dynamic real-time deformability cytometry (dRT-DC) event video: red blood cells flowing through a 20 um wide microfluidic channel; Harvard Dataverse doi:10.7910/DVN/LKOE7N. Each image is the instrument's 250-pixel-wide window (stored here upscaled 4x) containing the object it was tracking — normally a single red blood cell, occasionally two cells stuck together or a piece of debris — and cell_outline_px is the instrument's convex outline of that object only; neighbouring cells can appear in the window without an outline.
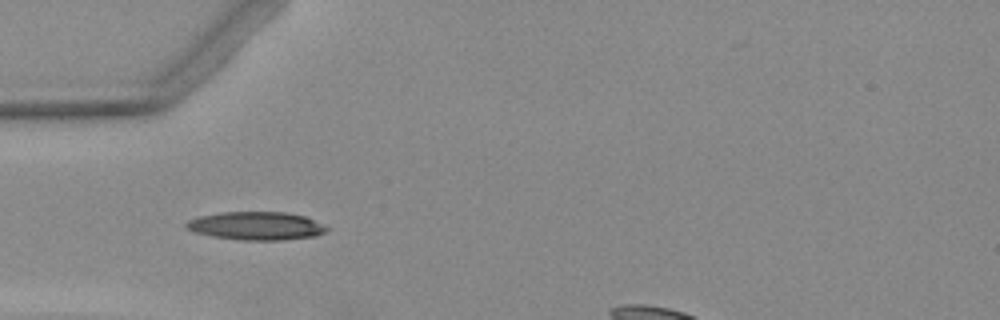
{"species": "Egyptian fruit bat (a non-hibernating species)", "species_latin": "Rousettus aegyptiacus", "temperature_condition": "warm", "stored_images_in_passage": 2, "camera_frame_rate_fps": 3000, "um_per_image_px": 0.085, "animal": {"sex": "female"}, "frame": {"image": 1, "passage_image": 1, "time_ms": 0.0, "image_size_px": [1000, 320], "cell_outline_px": [[328, 232], [316, 236], [280, 240], [240, 240], [216, 236], [196, 232], [188, 228], [184, 224], [188, 220], [200, 216], [220, 212], [284, 212], [304, 216], [328, 228]], "centroid_in_image_um": [21.79, 19.2], "position_along_channel_um": 63.2, "area_um2": 22.77}}
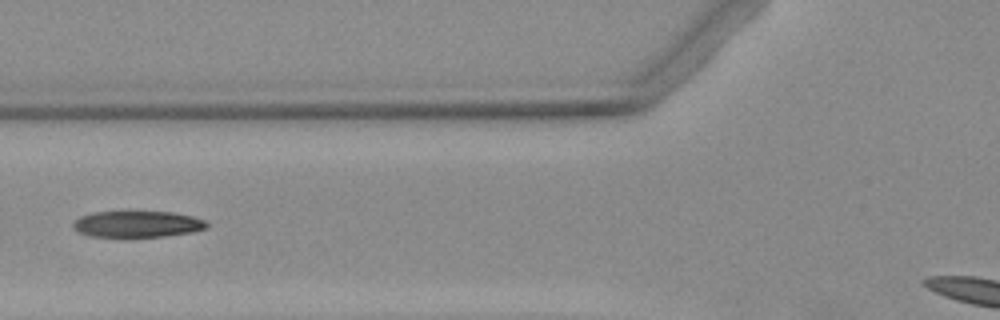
{"frame": {"image": 2, "passage_image": 2, "time_ms": 1.333, "image_size_px": [1000, 320], "cell_outline_px": [[208, 228], [192, 232], [164, 236], [92, 236], [80, 232], [72, 228], [72, 224], [80, 216], [92, 212], [124, 208], [136, 208], [172, 212], [192, 216], [204, 220], [208, 224]], "centroid_in_image_um": [11.65, 18.97], "position_along_channel_um": 114.1, "area_um2": 21.56}}